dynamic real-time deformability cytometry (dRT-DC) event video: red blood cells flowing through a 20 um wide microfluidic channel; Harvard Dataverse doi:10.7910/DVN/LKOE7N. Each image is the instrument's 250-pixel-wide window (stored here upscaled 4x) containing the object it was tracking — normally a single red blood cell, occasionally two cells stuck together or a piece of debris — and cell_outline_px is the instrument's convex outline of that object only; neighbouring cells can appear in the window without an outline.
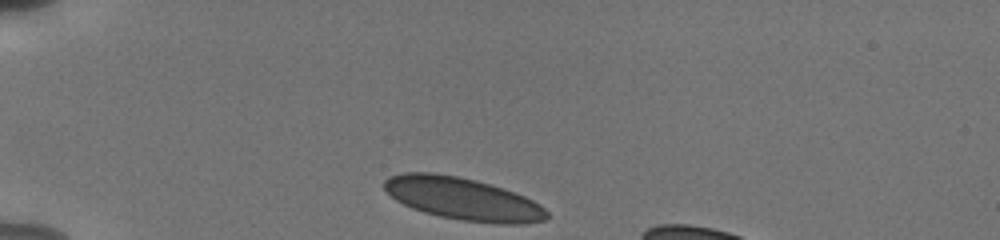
{"species": "human", "species_latin": "Homo sapiens", "temperature_condition": "cold", "stored_images_in_passage": 35, "camera_frame_rate_fps": 3000, "um_per_image_px": 0.085, "donor": {"sex": "male"}, "frame": {"image": 1, "passage_image": 1, "time_ms": 0.0, "image_size_px": [1000, 240], "cell_outline_px": [[548, 216], [544, 220], [524, 224], [500, 224], [460, 220], [440, 216], [424, 212], [412, 208], [396, 200], [384, 188], [384, 180], [388, 176], [404, 172], [432, 172], [456, 176], [476, 180], [504, 188], [524, 196], [540, 204], [548, 212]], "centroid_in_image_um": [39.34, 16.89], "position_along_channel_um": 45.7, "area_um2": 40.17}}
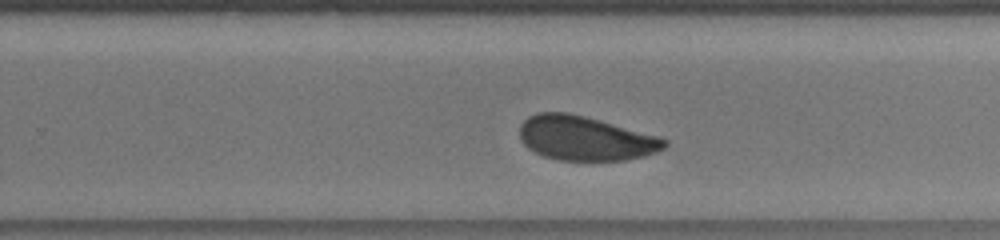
{"frame": {"image": 2, "passage_image": 23, "time_ms": 7.333, "image_size_px": [1000, 240], "cell_outline_px": [[668, 144], [664, 148], [656, 152], [644, 156], [624, 160], [560, 160], [544, 156], [528, 148], [520, 140], [520, 124], [528, 116], [536, 112], [568, 112], [584, 116], [660, 136], [668, 140]], "centroid_in_image_um": [49.75, 11.75], "position_along_channel_um": 280.0, "area_um2": 37.45}}
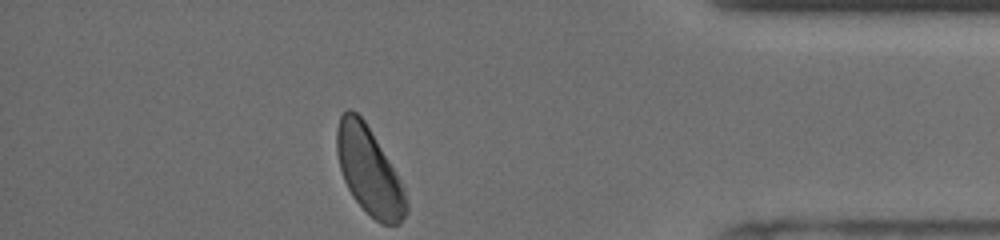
{"frame": {"image": 3, "passage_image": 35, "time_ms": 11.333, "image_size_px": [1000, 240], "cell_outline_px": [[408, 212], [400, 224], [380, 224], [352, 196], [344, 180], [340, 168], [336, 152], [336, 128], [340, 116], [348, 108], [356, 112], [364, 120], [396, 172], [400, 180], [408, 204]], "centroid_in_image_um": [31.36, 14.52], "position_along_channel_um": 403.8, "area_um2": 34.97}, "authors_computed_cell_mechanics": {"area_um2": 38.9572, "velocity_mm_per_s": 3.761, "shape_relaxation_time_tau1_ms": 2.8868, "shape_relaxation_time_tau2_ms": 1.2027, "deformation_change_tau1": 0.0695, "deformation_change_tau2": 0.0349}}